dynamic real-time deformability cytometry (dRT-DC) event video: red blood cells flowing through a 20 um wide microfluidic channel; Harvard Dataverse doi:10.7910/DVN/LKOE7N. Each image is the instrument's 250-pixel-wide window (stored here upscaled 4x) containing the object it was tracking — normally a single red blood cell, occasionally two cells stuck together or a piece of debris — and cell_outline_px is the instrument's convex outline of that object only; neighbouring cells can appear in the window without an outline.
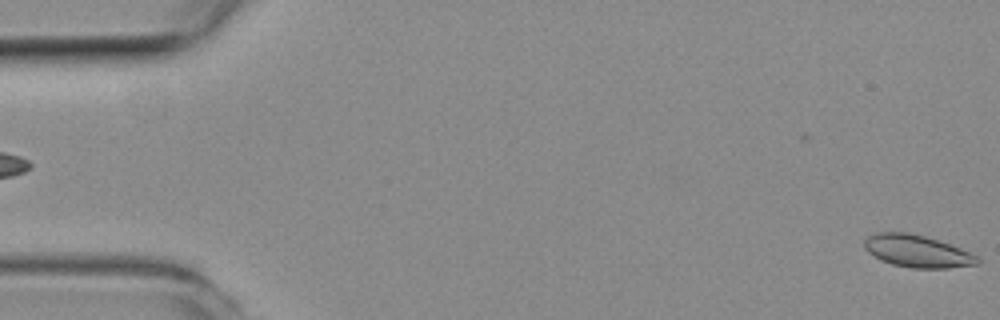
{"species": "common noctule bat (a hibernating species)", "species_latin": "Nyctalus noctula", "temperature_condition": "room temperature", "stored_images_in_passage": 2, "camera_frame_rate_fps": 3000, "um_per_image_px": 0.085, "animal": {"sex": "female", "body_mass_g": 19.3, "forearm_length_mm": 54.1}, "frame": {"image": 1, "passage_image": 2, "time_ms": 0.333, "image_size_px": [1000, 320], "cell_outline_px": [[980, 264], [948, 268], [912, 268], [892, 264], [880, 260], [868, 252], [864, 248], [864, 240], [868, 236], [876, 232], [908, 232], [924, 236], [960, 248], [980, 256]], "centroid_in_image_um": [77.96, 21.35], "position_along_channel_um": 7.0, "area_um2": 21.33}}